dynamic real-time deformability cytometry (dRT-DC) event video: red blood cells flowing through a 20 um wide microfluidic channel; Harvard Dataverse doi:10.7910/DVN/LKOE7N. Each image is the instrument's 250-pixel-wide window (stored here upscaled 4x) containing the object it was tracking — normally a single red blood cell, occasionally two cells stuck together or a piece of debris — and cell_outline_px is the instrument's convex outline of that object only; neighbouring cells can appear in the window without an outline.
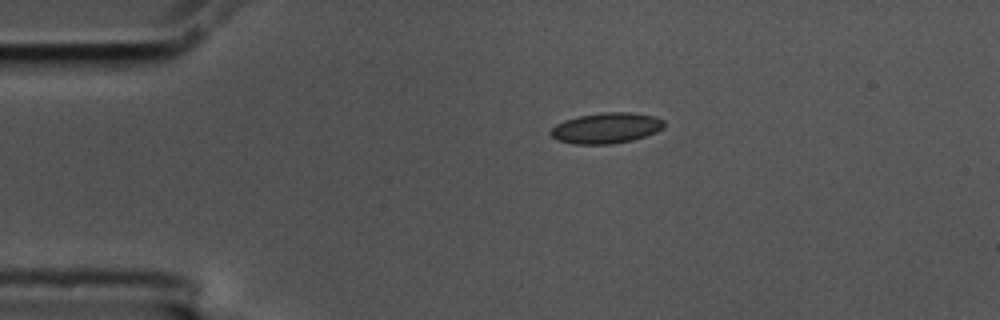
{"species": "common noctule bat (a hibernating species)", "species_latin": "Nyctalus noctula", "temperature_condition": "cold", "stored_images_in_passage": 2, "camera_frame_rate_fps": 3000, "um_per_image_px": 0.085, "animal": {"sex": "male", "body_mass_g": 17.5, "forearm_length_mm": 52.3}, "frame": {"image": 1, "passage_image": 1, "time_ms": 0.0, "image_size_px": [1000, 320], "cell_outline_px": [[664, 128], [656, 132], [632, 140], [612, 144], [572, 144], [556, 140], [548, 132], [556, 124], [564, 120], [576, 116], [604, 112], [628, 112], [656, 116], [664, 120]], "centroid_in_image_um": [51.51, 10.88], "position_along_channel_um": 33.5, "area_um2": 20.46}}